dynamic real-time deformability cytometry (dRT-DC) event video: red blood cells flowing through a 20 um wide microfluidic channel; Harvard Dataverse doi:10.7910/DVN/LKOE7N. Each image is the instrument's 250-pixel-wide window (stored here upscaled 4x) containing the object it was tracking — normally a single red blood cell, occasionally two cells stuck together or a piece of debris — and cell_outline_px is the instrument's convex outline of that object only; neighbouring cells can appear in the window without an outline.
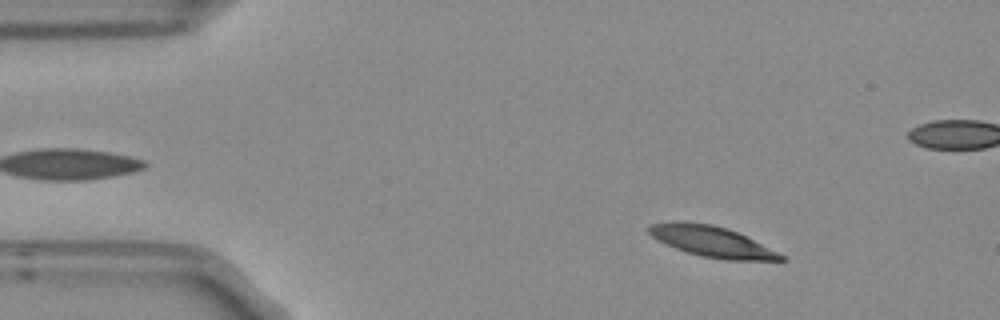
{"species": "Egyptian fruit bat (a non-hibernating species)", "species_latin": "Rousettus aegyptiacus", "temperature_condition": "room temperature", "stored_images_in_passage": 54, "camera_frame_rate_fps": 3000, "um_per_image_px": 0.085, "frame": {"image": 1, "passage_image": 7, "time_ms": 2.0, "image_size_px": [1000, 320], "cell_outline_px": [[788, 260], [728, 260], [700, 256], [684, 252], [652, 236], [648, 232], [648, 228], [652, 224], [712, 224], [736, 232], [784, 256]], "centroid_in_image_um": [60.55, 20.59], "position_along_channel_um": 24.5, "area_um2": 22.2}}
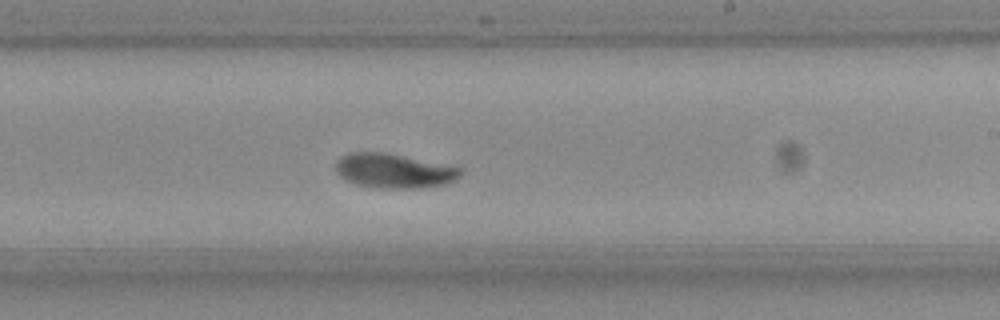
{"frame": {"image": 2, "passage_image": 31, "time_ms": 10.0, "image_size_px": [1000, 320], "cell_outline_px": [[460, 176], [456, 180], [448, 184], [420, 188], [376, 188], [356, 184], [344, 180], [336, 172], [336, 160], [340, 156], [348, 152], [384, 152], [460, 168]], "centroid_in_image_um": [33.42, 14.53], "position_along_channel_um": 255.6, "area_um2": 25.03}}
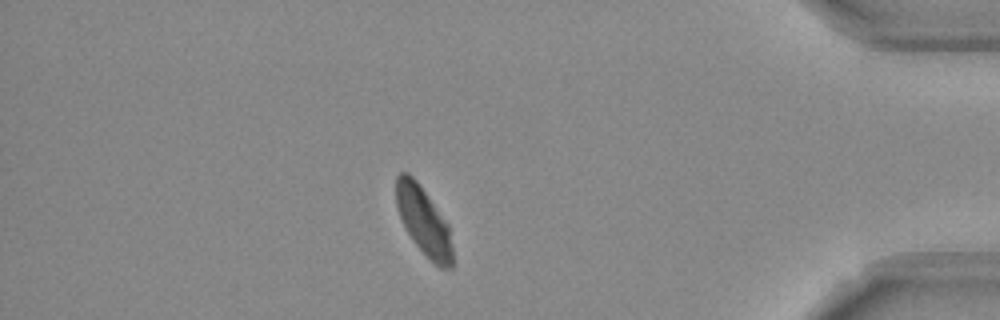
{"frame": {"image": 3, "passage_image": 46, "time_ms": 15.0, "image_size_px": [1000, 320], "cell_outline_px": [[452, 268], [440, 268], [416, 244], [408, 232], [400, 216], [396, 204], [396, 176], [400, 172], [408, 172], [416, 180], [448, 224], [452, 248]], "centroid_in_image_um": [36.0, 18.76], "position_along_channel_um": 399.2, "area_um2": 21.73}, "authors_computed_cell_mechanics": {"area_um2": 24.0448, "velocity_mm_per_s": 3.7116, "shape_relaxation_time_tau1_ms": 3.8863, "shape_relaxation_time_tau2_ms": 4.0995, "deformation_change_tau1": 0.1462, "deformation_change_tau2": 0.0526}}